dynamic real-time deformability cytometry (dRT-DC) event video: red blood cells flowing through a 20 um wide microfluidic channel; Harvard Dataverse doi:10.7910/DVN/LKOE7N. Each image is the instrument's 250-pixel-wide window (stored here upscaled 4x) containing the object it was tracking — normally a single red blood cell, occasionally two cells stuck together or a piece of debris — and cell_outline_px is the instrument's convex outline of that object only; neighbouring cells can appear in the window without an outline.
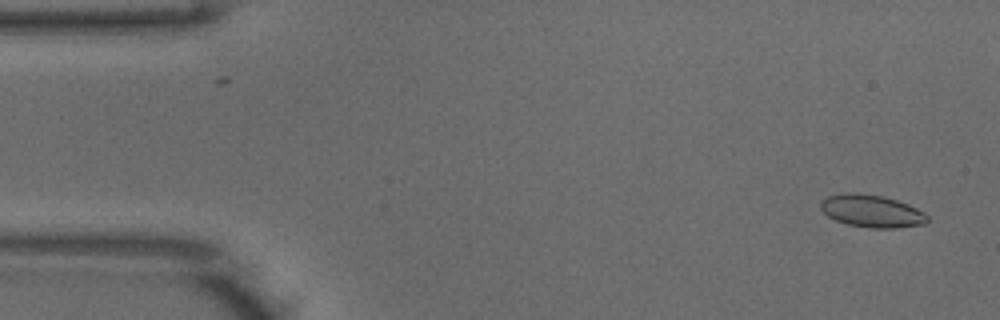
{"species": "common noctule bat (a hibernating species)", "species_latin": "Nyctalus noctula", "temperature_condition": "warm", "stored_images_in_passage": 14, "camera_frame_rate_fps": 3000, "um_per_image_px": 0.085, "animal": {"sex": "male", "body_mass_g": 18.8}, "frame": {"image": 1, "passage_image": 3, "time_ms": 0.667, "image_size_px": [1000, 320], "cell_outline_px": [[928, 220], [924, 224], [896, 228], [872, 228], [848, 224], [836, 220], [828, 216], [820, 208], [820, 200], [828, 196], [848, 192], [856, 192], [884, 196], [908, 204], [924, 212], [928, 216]], "centroid_in_image_um": [74.09, 17.93], "position_along_channel_um": 10.9, "area_um2": 20.23}}